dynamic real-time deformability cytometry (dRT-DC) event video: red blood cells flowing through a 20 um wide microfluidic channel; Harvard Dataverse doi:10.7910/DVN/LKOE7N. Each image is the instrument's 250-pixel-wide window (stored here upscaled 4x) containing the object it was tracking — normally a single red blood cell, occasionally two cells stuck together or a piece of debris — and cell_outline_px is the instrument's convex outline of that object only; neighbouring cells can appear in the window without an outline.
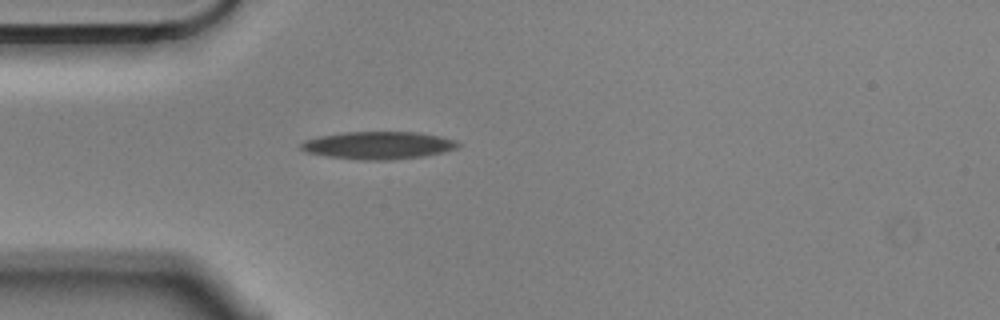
{"species": "Egyptian fruit bat (a non-hibernating species)", "species_latin": "Rousettus aegyptiacus", "temperature_condition": "cold", "stored_images_in_passage": 41, "camera_frame_rate_fps": 3000, "um_per_image_px": 0.085, "animal": {"sex": "male"}, "frame": {"image": 1, "passage_image": 1, "time_ms": 0.0, "image_size_px": [1000, 320], "cell_outline_px": [[460, 144], [456, 148], [444, 152], [424, 156], [392, 160], [360, 160], [324, 156], [308, 152], [300, 148], [300, 144], [304, 140], [316, 136], [344, 132], [416, 132], [456, 140]], "centroid_in_image_um": [32.11, 12.36], "position_along_channel_um": 52.9, "area_um2": 25.32}}
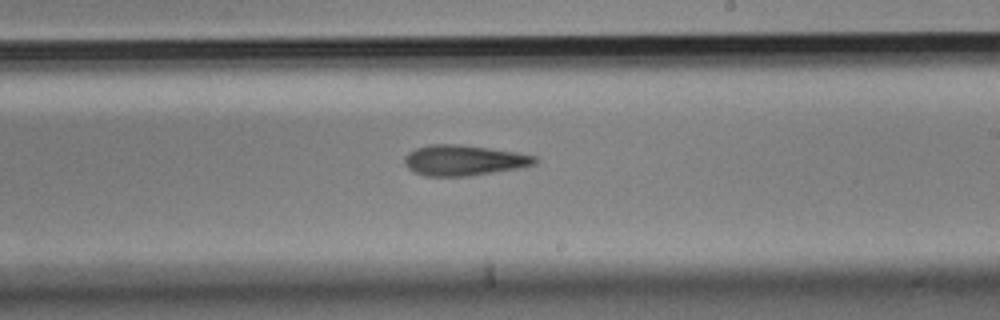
{"frame": {"image": 2, "passage_image": 18, "time_ms": 5.667, "image_size_px": [1000, 320], "cell_outline_px": [[540, 160], [536, 164], [520, 168], [464, 176], [428, 176], [416, 172], [408, 168], [404, 164], [404, 156], [408, 152], [416, 148], [428, 144], [460, 144], [516, 152], [536, 156]], "centroid_in_image_um": [39.43, 13.61], "position_along_channel_um": 249.6, "area_um2": 23.18}}
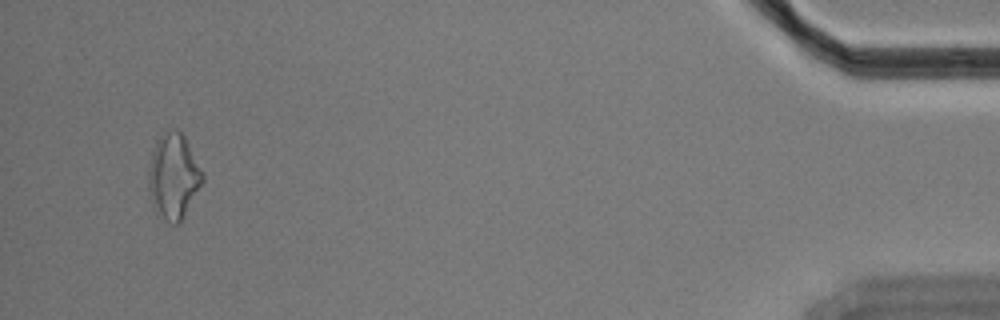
{"frame": {"image": 3, "passage_image": 39, "time_ms": 12.667, "image_size_px": [1000, 320], "cell_outline_px": [[204, 180], [180, 224], [172, 224], [156, 216], [148, 192], [148, 168], [152, 148], [156, 140], [164, 132], [176, 128], [184, 136], [204, 176]], "centroid_in_image_um": [14.7, 15.03], "position_along_channel_um": 420.5, "area_um2": 27.17}, "authors_computed_cell_mechanics": {"area_um2": 23.0622, "velocity_mm_per_s": 3.5722, "shape_relaxation_time_tau1_ms": null, "shape_relaxation_time_tau2_ms": 7.8522, "deformation_change_tau1": null, "deformation_change_tau2": 0.2296}}